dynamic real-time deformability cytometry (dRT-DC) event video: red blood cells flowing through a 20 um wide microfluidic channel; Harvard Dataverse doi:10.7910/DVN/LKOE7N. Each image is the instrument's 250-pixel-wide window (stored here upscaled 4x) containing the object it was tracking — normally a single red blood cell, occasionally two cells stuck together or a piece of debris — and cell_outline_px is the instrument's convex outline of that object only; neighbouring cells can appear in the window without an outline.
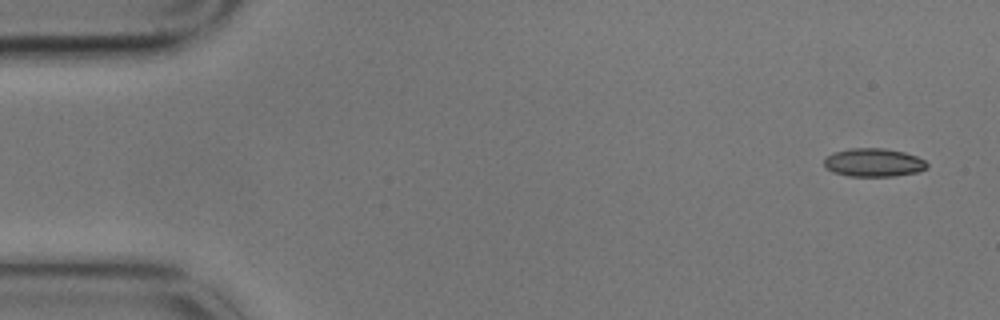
{"species": "common noctule bat (a hibernating species)", "species_latin": "Nyctalus noctula", "temperature_condition": "cold", "stored_images_in_passage": 4, "camera_frame_rate_fps": 3000, "um_per_image_px": 0.085, "animal": {"sex": "male", "body_mass_g": 17.9}, "frame": {"image": 1, "passage_image": 1, "time_ms": 0.0, "image_size_px": [1000, 320], "cell_outline_px": [[928, 168], [916, 172], [892, 176], [848, 176], [832, 172], [824, 164], [824, 160], [828, 156], [836, 152], [848, 148], [884, 148], [904, 152], [916, 156], [924, 160], [928, 164]], "centroid_in_image_um": [74.27, 13.81], "position_along_channel_um": 10.7, "area_um2": 16.88}}